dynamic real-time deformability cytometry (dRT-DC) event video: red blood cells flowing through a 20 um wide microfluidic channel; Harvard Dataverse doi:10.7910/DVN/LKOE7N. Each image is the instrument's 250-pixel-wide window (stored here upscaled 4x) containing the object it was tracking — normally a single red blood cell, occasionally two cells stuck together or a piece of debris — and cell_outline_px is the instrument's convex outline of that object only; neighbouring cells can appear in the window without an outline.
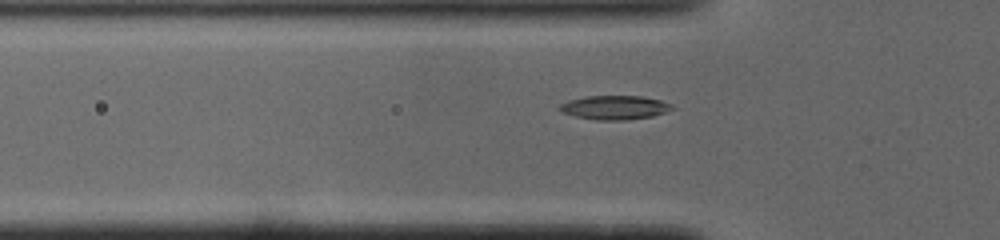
{"species": "common noctule bat (a hibernating species)", "species_latin": "Nyctalus noctula", "temperature_condition": "cold", "stored_images_in_passage": 37, "camera_frame_rate_fps": 3000, "um_per_image_px": 0.085, "animal": {"sex": "male", "body_mass_g": 19.0, "forearm_length_mm": 50.8}, "frame": {"image": 1, "passage_image": 3, "time_ms": 0.667, "image_size_px": [1000, 240], "cell_outline_px": [[676, 108], [652, 116], [624, 120], [596, 120], [576, 116], [560, 112], [560, 104], [568, 100], [584, 96], [640, 96], [660, 100], [672, 104]], "centroid_in_image_um": [52.24, 9.13], "position_along_channel_um": 73.6, "area_um2": 15.66}}
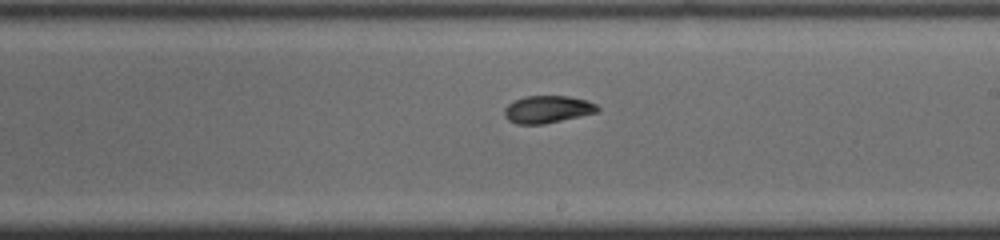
{"frame": {"image": 2, "passage_image": 16, "time_ms": 5.0, "image_size_px": [1000, 240], "cell_outline_px": [[600, 112], [544, 124], [516, 124], [508, 120], [504, 116], [504, 108], [508, 104], [524, 96], [568, 96], [584, 100], [596, 104], [600, 108]], "centroid_in_image_um": [46.54, 9.3], "position_along_channel_um": 242.5, "area_um2": 14.91}}
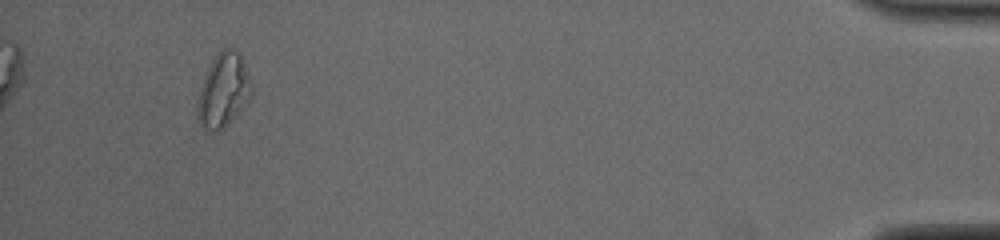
{"frame": {"image": 3, "passage_image": 35, "time_ms": 11.333, "image_size_px": [1000, 240], "cell_outline_px": [[252, 92], [248, 100], [220, 128], [204, 128], [200, 124], [196, 112], [196, 108], [200, 88], [204, 76], [216, 52], [224, 48], [232, 48], [240, 52], [252, 88]], "centroid_in_image_um": [18.96, 7.57], "position_along_channel_um": 416.2, "area_um2": 22.31}, "authors_computed_cell_mechanics": {"area_um2": 14.9702, "velocity_mm_per_s": 3.8962, "shape_relaxation_time_tau1_ms": null, "shape_relaxation_time_tau2_ms": 2.7549, "deformation_change_tau1": null, "deformation_change_tau2": 0.0722}}